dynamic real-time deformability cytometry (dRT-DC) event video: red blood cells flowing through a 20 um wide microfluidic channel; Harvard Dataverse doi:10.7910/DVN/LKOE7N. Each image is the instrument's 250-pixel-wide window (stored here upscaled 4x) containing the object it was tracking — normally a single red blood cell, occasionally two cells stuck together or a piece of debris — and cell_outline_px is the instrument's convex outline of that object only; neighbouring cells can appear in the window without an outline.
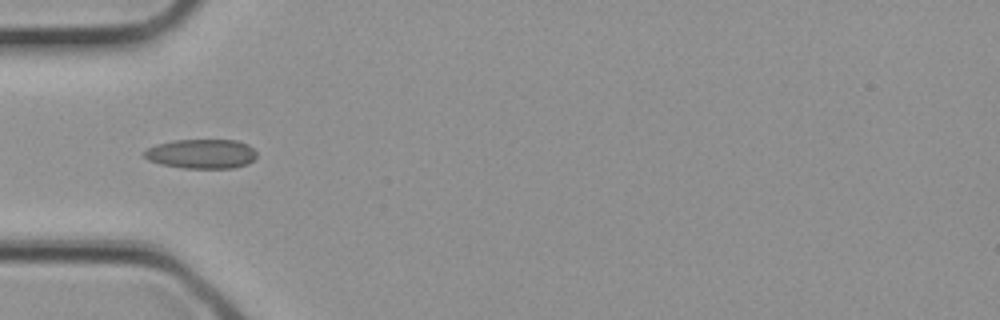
{"species": "common noctule bat (a hibernating species)", "species_latin": "Nyctalus noctula", "temperature_condition": "cold", "stored_images_in_passage": 3, "camera_frame_rate_fps": 3000, "um_per_image_px": 0.085, "animal": {"sex": "female", "body_mass_g": 21.9}, "frame": {"image": 1, "passage_image": 3, "time_ms": 0.667, "image_size_px": [1000, 320], "cell_outline_px": [[256, 156], [248, 164], [232, 168], [184, 168], [160, 164], [148, 160], [144, 156], [144, 152], [148, 148], [156, 144], [176, 140], [236, 140], [248, 144], [256, 152]], "centroid_in_image_um": [17.12, 13.08], "position_along_channel_um": 67.9, "area_um2": 19.25}}